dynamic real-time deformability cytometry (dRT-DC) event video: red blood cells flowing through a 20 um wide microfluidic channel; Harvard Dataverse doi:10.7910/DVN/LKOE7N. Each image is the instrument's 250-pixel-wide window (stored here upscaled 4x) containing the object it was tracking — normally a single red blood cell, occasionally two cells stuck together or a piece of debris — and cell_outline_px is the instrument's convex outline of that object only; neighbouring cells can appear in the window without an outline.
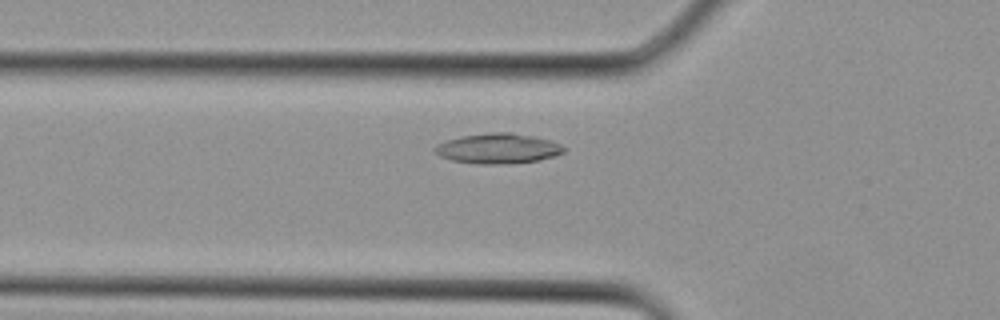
{"species": "Egyptian fruit bat (a non-hibernating species)", "species_latin": "Rousettus aegyptiacus", "temperature_condition": "cold", "stored_images_in_passage": 4, "camera_frame_rate_fps": 3000, "um_per_image_px": 0.085, "animal": {"sex": "female"}, "frame": {"image": 1, "passage_image": 4, "time_ms": 1.0, "image_size_px": [1000, 320], "cell_outline_px": [[564, 152], [556, 156], [540, 160], [508, 164], [476, 164], [452, 160], [440, 156], [432, 148], [436, 144], [448, 140], [464, 136], [492, 132], [512, 132], [532, 136], [548, 140], [560, 144], [564, 148]], "centroid_in_image_um": [42.33, 12.63], "position_along_channel_um": 83.5, "area_um2": 22.6}}